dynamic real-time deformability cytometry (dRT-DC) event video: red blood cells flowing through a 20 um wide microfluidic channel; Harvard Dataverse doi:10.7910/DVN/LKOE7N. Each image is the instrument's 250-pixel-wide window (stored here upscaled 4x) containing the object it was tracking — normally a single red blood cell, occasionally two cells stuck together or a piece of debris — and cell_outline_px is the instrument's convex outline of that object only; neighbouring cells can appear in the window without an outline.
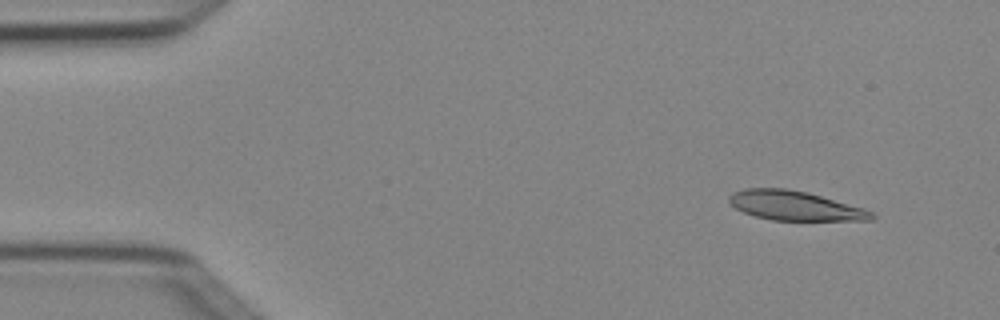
{"species": "Egyptian fruit bat (a non-hibernating species)", "species_latin": "Rousettus aegyptiacus", "temperature_condition": "cold", "stored_images_in_passage": 5, "segment_of_instrument_passage": [2, 2], "camera_frame_rate_fps": 3000, "um_per_image_px": 0.085, "animal": {"sex": "female"}, "frame": {"image": 1, "passage_image": 5, "time_ms": 1.333, "image_size_px": [1000, 320], "cell_outline_px": [[876, 216], [872, 220], [772, 220], [756, 216], [744, 212], [736, 208], [728, 200], [728, 196], [732, 192], [744, 188], [788, 188], [808, 192], [864, 208], [872, 212]], "centroid_in_image_um": [67.56, 17.47], "position_along_channel_um": 17.4, "area_um2": 24.39}}